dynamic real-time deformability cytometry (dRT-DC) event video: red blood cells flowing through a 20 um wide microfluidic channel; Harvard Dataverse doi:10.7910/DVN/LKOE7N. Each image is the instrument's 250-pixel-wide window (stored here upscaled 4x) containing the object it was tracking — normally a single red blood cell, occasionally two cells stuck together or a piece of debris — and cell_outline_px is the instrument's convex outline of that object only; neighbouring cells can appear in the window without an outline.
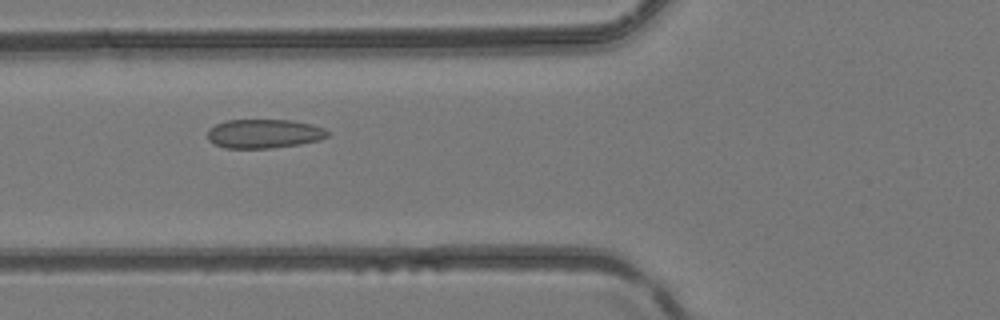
{"species": "common noctule bat (a hibernating species)", "species_latin": "Nyctalus noctula", "temperature_condition": "room temperature", "stored_images_in_passage": 5, "camera_frame_rate_fps": 3000, "um_per_image_px": 0.085, "animal": {"sex": "female", "body_mass_g": 24.6, "forearm_length_mm": 56.2}, "frame": {"image": 1, "passage_image": 5, "time_ms": 1.333, "image_size_px": [1000, 320], "cell_outline_px": [[328, 136], [320, 140], [300, 144], [272, 148], [224, 148], [208, 140], [208, 128], [224, 120], [292, 120], [312, 124], [324, 128], [328, 132]], "centroid_in_image_um": [22.44, 11.36], "position_along_channel_um": 103.4, "area_um2": 20.4}}